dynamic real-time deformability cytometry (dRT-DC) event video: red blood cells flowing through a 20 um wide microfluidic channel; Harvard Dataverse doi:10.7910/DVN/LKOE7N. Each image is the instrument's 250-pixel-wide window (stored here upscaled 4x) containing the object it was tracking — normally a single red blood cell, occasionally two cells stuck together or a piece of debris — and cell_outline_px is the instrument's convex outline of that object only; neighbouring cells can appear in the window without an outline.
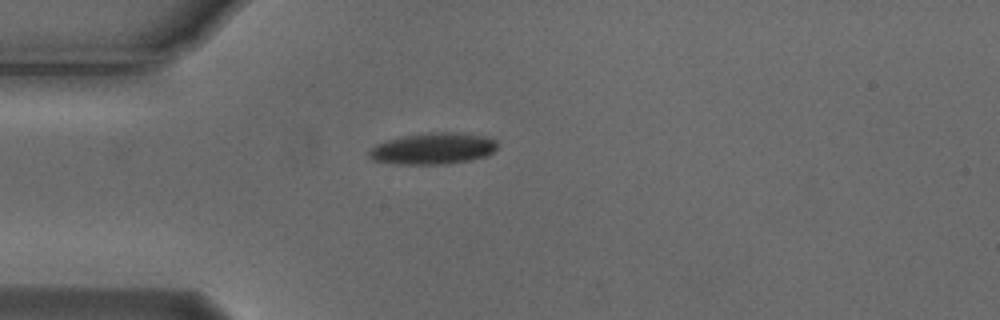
{"species": "Egyptian fruit bat (a non-hibernating species)", "species_latin": "Rousettus aegyptiacus", "temperature_condition": "cold", "stored_images_in_passage": 41, "camera_frame_rate_fps": 3000, "um_per_image_px": 0.085, "animal": {"sex": "male"}, "frame": {"image": 1, "passage_image": 1, "time_ms": 0.0, "image_size_px": [1000, 320], "cell_outline_px": [[496, 148], [488, 156], [472, 160], [448, 164], [396, 164], [372, 160], [368, 156], [368, 152], [376, 144], [400, 136], [440, 132], [460, 132], [484, 136], [496, 140]], "centroid_in_image_um": [36.82, 12.64], "position_along_channel_um": 48.2, "area_um2": 23.58}}
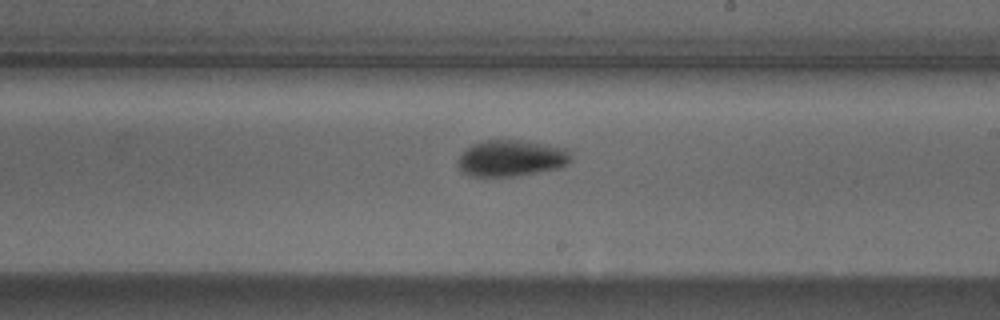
{"frame": {"image": 2, "passage_image": 18, "time_ms": 5.667, "image_size_px": [1000, 320], "cell_outline_px": [[572, 160], [560, 168], [516, 176], [468, 176], [460, 172], [456, 164], [456, 160], [472, 144], [484, 140], [516, 140], [568, 148], [572, 156]], "centroid_in_image_um": [43.44, 13.46], "position_along_channel_um": 245.6, "area_um2": 24.1}}
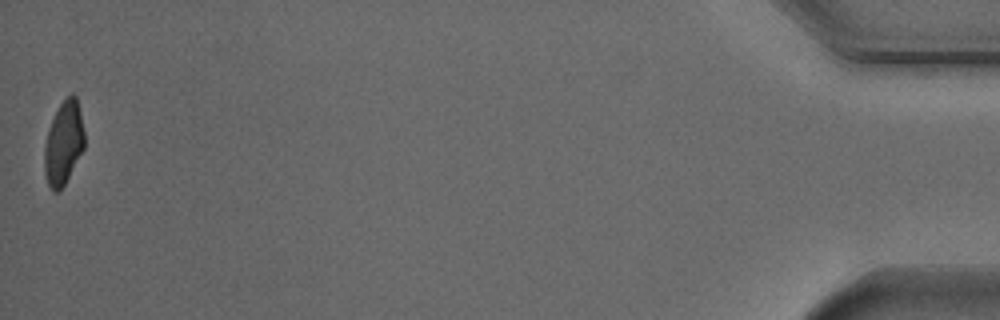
{"frame": {"image": 3, "passage_image": 41, "time_ms": 13.333, "image_size_px": [1000, 320], "cell_outline_px": [[84, 148], [60, 192], [52, 192], [48, 184], [44, 172], [44, 148], [48, 132], [52, 120], [60, 104], [72, 92], [76, 96], [80, 112], [84, 132]], "centroid_in_image_um": [5.4, 12.19], "position_along_channel_um": 429.8, "area_um2": 19.25}, "authors_computed_cell_mechanics": {"area_um2": 22.4264, "velocity_mm_per_s": 3.7203, "shape_relaxation_time_tau1_ms": 2.9788, "shape_relaxation_time_tau2_ms": null, "deformation_change_tau1": 0.1297, "deformation_change_tau2": null}}